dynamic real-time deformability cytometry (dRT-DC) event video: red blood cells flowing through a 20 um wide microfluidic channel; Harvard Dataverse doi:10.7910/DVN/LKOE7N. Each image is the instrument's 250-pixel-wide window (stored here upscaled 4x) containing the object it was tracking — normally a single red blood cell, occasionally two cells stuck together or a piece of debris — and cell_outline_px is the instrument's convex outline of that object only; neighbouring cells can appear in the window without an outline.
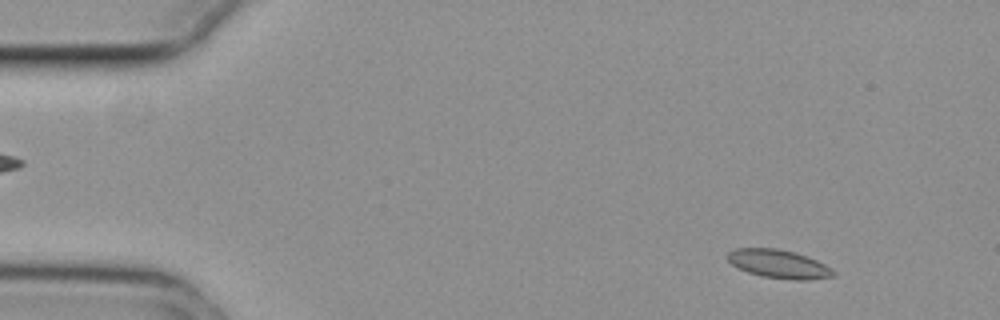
{"species": "common noctule bat (a hibernating species)", "species_latin": "Nyctalus noctula", "temperature_condition": "cold", "stored_images_in_passage": 55, "camera_frame_rate_fps": 3000, "um_per_image_px": 0.085, "animal": {"sex": "female", "body_mass_g": 29.2, "forearm_length_mm": 56.3}, "frame": {"image": 1, "passage_image": 6, "time_ms": 1.667, "image_size_px": [1000, 320], "cell_outline_px": [[836, 276], [808, 280], [792, 280], [760, 276], [748, 272], [732, 264], [728, 260], [728, 252], [736, 248], [776, 248], [796, 252], [808, 256], [832, 268], [836, 272]], "centroid_in_image_um": [66.24, 22.44], "position_along_channel_um": 18.8, "area_um2": 17.69}}
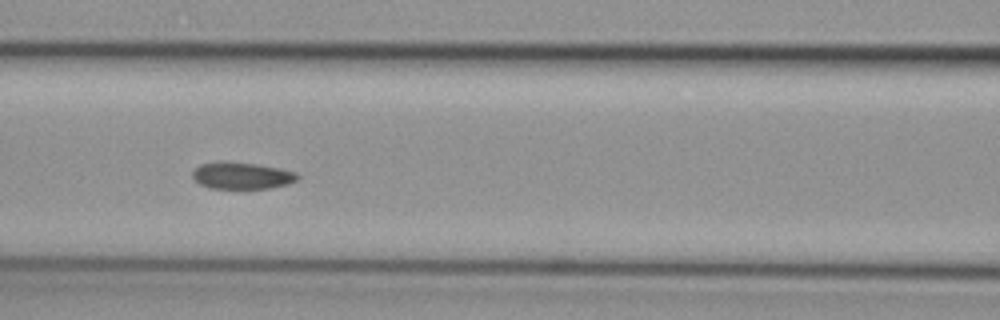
{"frame": {"image": 2, "passage_image": 24, "time_ms": 7.667, "image_size_px": [1000, 320], "cell_outline_px": [[300, 176], [296, 180], [288, 184], [268, 188], [208, 188], [200, 184], [192, 176], [192, 172], [200, 164], [216, 160], [224, 160], [256, 164], [280, 168], [296, 172]], "centroid_in_image_um": [20.53, 14.9], "position_along_channel_um": 146.1, "area_um2": 16.59}}
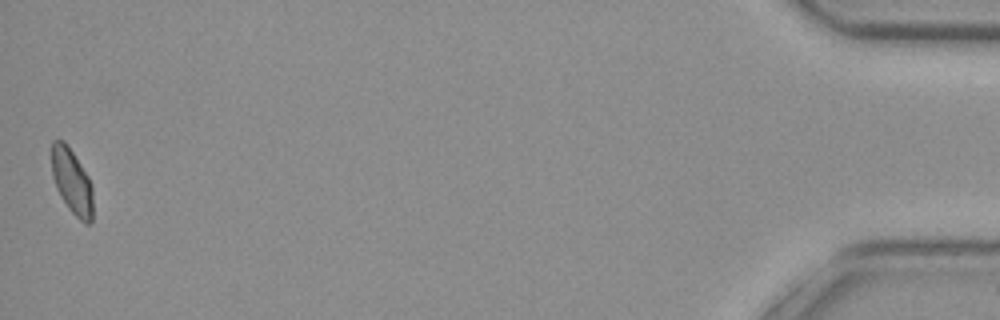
{"frame": {"image": 3, "passage_image": 55, "time_ms": 18.0, "image_size_px": [1000, 320], "cell_outline_px": [[92, 220], [88, 224], [84, 224], [68, 208], [60, 196], [56, 188], [52, 176], [52, 140], [64, 140], [88, 176], [92, 184]], "centroid_in_image_um": [6.11, 15.44], "position_along_channel_um": 429.1, "area_um2": 15.61}, "authors_computed_cell_mechanics": {"area_um2": 16.9354, "velocity_mm_per_s": 3.7102, "shape_relaxation_time_tau1_ms": 4.9285, "shape_relaxation_time_tau2_ms": 2.9064, "deformation_change_tau1": 0.0958, "deformation_change_tau2": 0.0627}}